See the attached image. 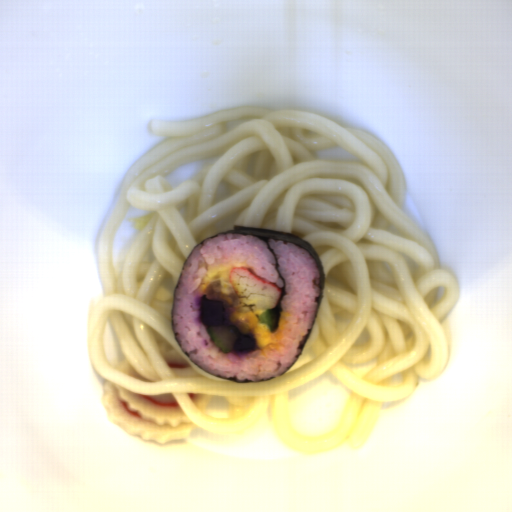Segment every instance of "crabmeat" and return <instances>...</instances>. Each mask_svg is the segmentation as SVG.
<instances>
[{"label": "crabmeat", "mask_w": 512, "mask_h": 512, "mask_svg": "<svg viewBox=\"0 0 512 512\" xmlns=\"http://www.w3.org/2000/svg\"><path fill=\"white\" fill-rule=\"evenodd\" d=\"M228 276L238 297L252 311L274 309L281 300L282 289L260 277L252 268L234 266Z\"/></svg>", "instance_id": "obj_1"}]
</instances>
